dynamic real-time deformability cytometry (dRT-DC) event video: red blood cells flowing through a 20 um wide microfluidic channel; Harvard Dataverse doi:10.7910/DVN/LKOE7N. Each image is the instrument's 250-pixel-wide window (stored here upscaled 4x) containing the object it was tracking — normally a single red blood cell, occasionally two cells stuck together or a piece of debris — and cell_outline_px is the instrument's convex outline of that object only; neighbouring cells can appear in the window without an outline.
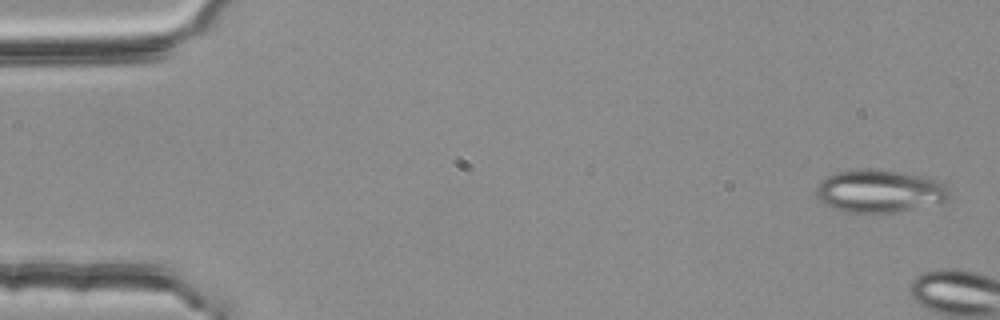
{"species": "common noctule bat (a hibernating species)", "species_latin": "Nyctalus noctula", "temperature_condition": "room temperature", "stored_images_in_passage": 3, "camera_frame_rate_fps": 3000, "um_per_image_px": 0.085, "animal": {"sex": "female", "body_mass_g": 25.1}, "frame": {"image": 1, "passage_image": 1, "time_ms": 0.0, "image_size_px": [1000, 320], "cell_outline_px": [[948, 200], [940, 204], [900, 212], [844, 212], [832, 208], [824, 204], [816, 196], [816, 188], [820, 180], [836, 172], [864, 168], [876, 168], [904, 172], [924, 176], [940, 180], [948, 188]], "centroid_in_image_um": [74.79, 16.24], "position_along_channel_um": 10.2, "area_um2": 33.87}}